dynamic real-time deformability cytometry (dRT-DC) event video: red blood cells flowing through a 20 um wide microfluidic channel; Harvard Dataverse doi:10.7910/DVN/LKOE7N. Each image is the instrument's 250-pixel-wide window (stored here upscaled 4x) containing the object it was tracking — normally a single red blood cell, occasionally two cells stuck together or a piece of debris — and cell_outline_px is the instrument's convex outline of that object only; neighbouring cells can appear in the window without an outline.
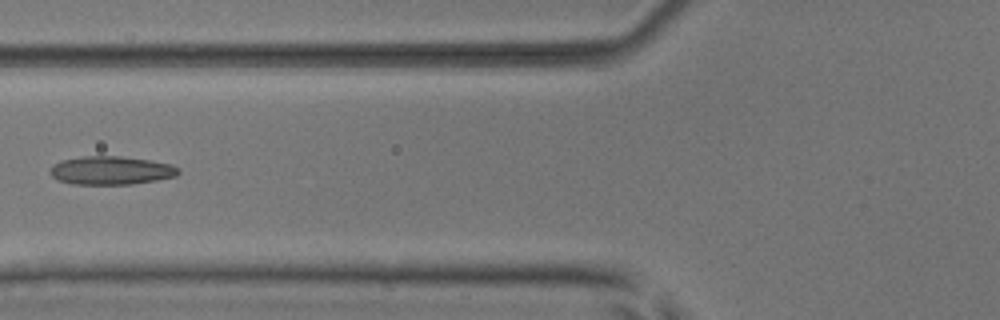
{"species": "common noctule bat (a hibernating species)", "species_latin": "Nyctalus noctula", "temperature_condition": "room temperature", "stored_images_in_passage": 8, "camera_frame_rate_fps": 3000, "um_per_image_px": 0.085, "animal": {"sex": "male", "body_mass_g": 17.9, "forearm_length_mm": 54.2}, "frame": {"image": 1, "passage_image": 7, "time_ms": 8.0, "image_size_px": [1000, 320], "cell_outline_px": [[180, 172], [176, 176], [156, 180], [132, 184], [72, 184], [56, 180], [48, 172], [56, 164], [64, 160], [84, 156], [120, 156], [148, 160], [172, 164], [180, 168]], "centroid_in_image_um": [9.47, 14.49], "position_along_channel_um": 116.3, "area_um2": 21.15}}
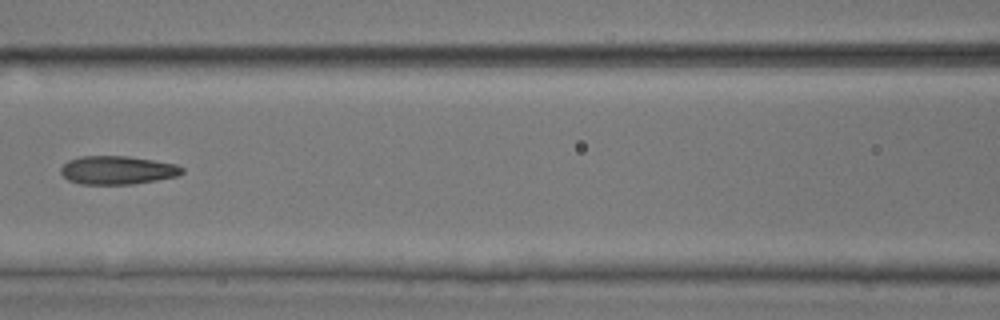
{"frame": {"image": 2, "passage_image": 8, "time_ms": 9.0, "image_size_px": [1000, 320], "cell_outline_px": [[184, 172], [176, 176], [156, 180], [132, 184], [80, 184], [68, 180], [60, 172], [60, 168], [68, 160], [80, 156], [128, 156], [176, 164], [184, 168]], "centroid_in_image_um": [9.96, 14.46], "position_along_channel_um": 156.6, "area_um2": 20.06}}